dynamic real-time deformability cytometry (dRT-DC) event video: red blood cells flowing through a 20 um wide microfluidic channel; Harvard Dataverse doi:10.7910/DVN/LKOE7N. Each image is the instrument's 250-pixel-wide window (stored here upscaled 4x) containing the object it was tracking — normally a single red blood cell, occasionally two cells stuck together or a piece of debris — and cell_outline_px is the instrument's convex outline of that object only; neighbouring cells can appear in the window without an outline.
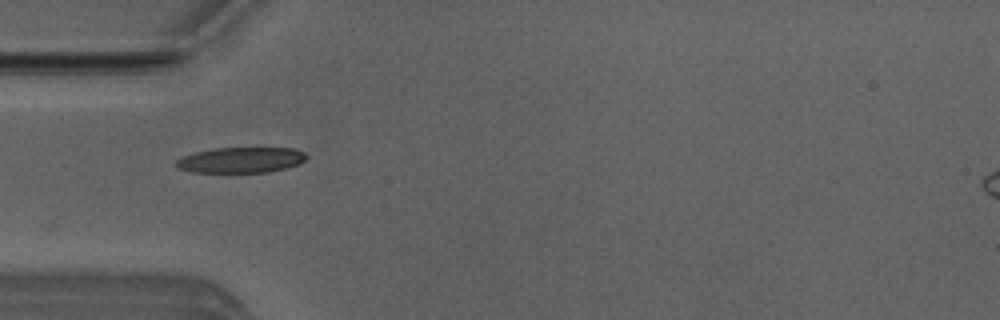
{"species": "Egyptian fruit bat (a non-hibernating species)", "species_latin": "Rousettus aegyptiacus", "temperature_condition": "room temperature", "stored_images_in_passage": 8, "camera_frame_rate_fps": 3000, "um_per_image_px": 0.085, "animal": {"sex": "male"}, "frame": {"image": 1, "passage_image": 4, "time_ms": 1.0, "image_size_px": [1000, 320], "cell_outline_px": [[308, 156], [300, 164], [288, 168], [268, 172], [192, 172], [176, 168], [176, 160], [184, 156], [196, 152], [212, 148], [292, 148], [304, 152]], "centroid_in_image_um": [20.5, 13.6], "position_along_channel_um": 64.5, "area_um2": 19.48}}
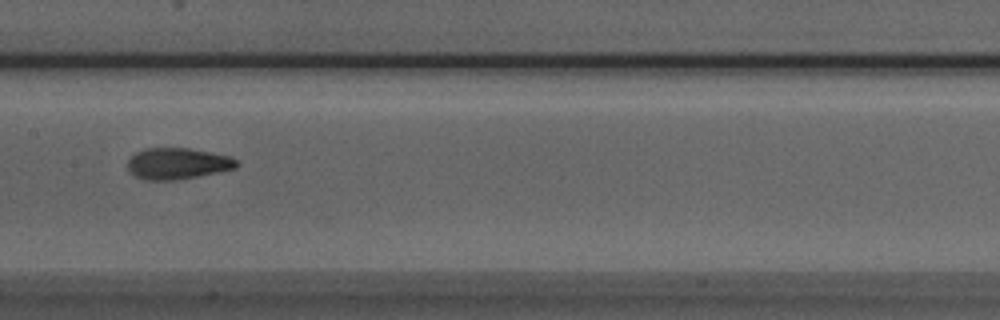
{"frame": {"image": 2, "passage_image": 7, "time_ms": 2.0, "image_size_px": [1000, 320], "cell_outline_px": [[240, 164], [236, 168], [176, 180], [144, 180], [136, 176], [128, 168], [128, 160], [136, 152], [144, 148], [188, 148], [228, 156], [236, 160]], "centroid_in_image_um": [15.07, 13.9], "position_along_channel_um": 192.3, "area_um2": 19.59}}
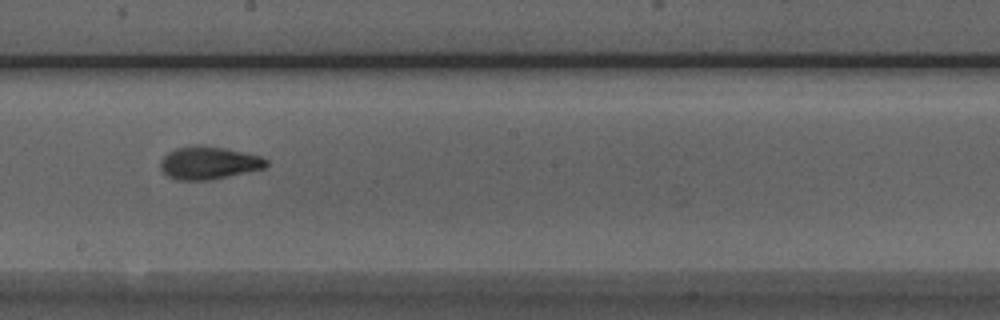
{"frame": {"image": 3, "passage_image": 8, "time_ms": 2.333, "image_size_px": [1000, 320], "cell_outline_px": [[268, 164], [264, 168], [208, 180], [176, 180], [168, 176], [160, 168], [160, 160], [168, 152], [176, 148], [196, 144], [200, 144], [224, 148], [260, 156], [268, 160]], "centroid_in_image_um": [17.7, 13.83], "position_along_channel_um": 230.5, "area_um2": 20.11}}